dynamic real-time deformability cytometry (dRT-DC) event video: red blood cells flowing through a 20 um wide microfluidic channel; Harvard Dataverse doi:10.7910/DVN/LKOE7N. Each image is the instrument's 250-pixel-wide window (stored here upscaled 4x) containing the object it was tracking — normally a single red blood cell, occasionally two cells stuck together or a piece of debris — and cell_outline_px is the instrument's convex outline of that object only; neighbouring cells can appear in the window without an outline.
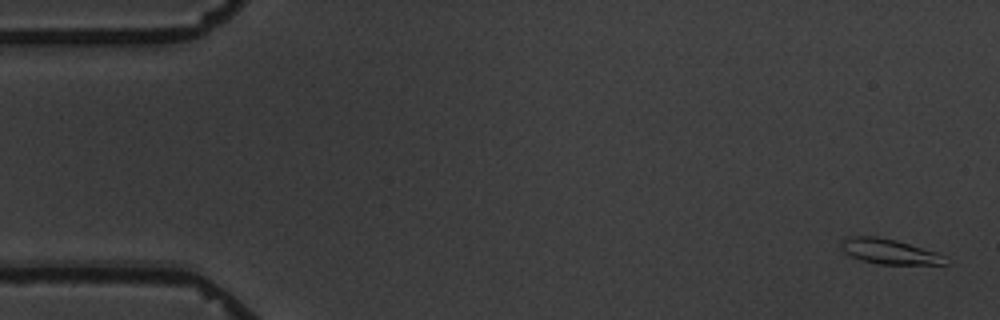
{"species": "common noctule bat (a hibernating species)", "species_latin": "Nyctalus noctula", "temperature_condition": "warm", "stored_images_in_passage": 5, "camera_frame_rate_fps": 3000, "um_per_image_px": 0.085, "animal": {"sex": "male", "body_mass_g": 19.5, "forearm_length_mm": 54.6}, "frame": {"image": 1, "passage_image": 1, "time_ms": 0.0, "image_size_px": [1000, 320], "cell_outline_px": [[948, 264], [876, 264], [852, 256], [844, 252], [840, 248], [840, 240], [844, 236], [876, 236], [896, 240], [936, 252]], "centroid_in_image_um": [75.47, 21.35], "position_along_channel_um": 9.5, "area_um2": 15.03}}
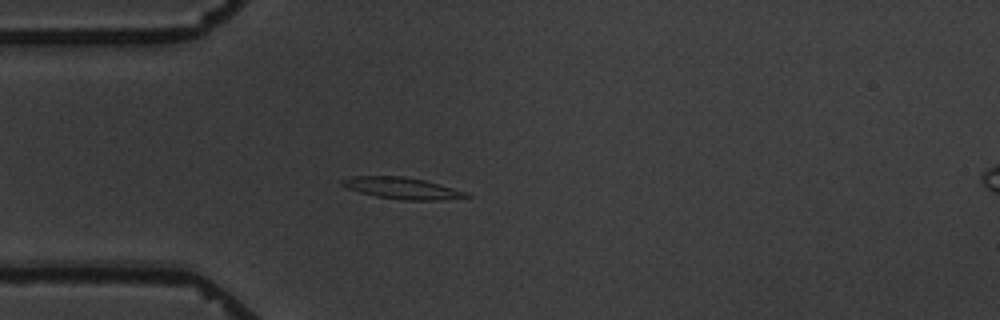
{"frame": {"image": 2, "passage_image": 5, "time_ms": 4.667, "image_size_px": [1000, 320], "cell_outline_px": [[472, 196], [440, 200], [404, 200], [376, 196], [360, 192], [348, 188], [340, 184], [340, 180], [352, 176], [404, 176], [424, 180], [440, 184], [468, 192]], "centroid_in_image_um": [34.19, 15.99], "position_along_channel_um": 50.8, "area_um2": 15.55}}